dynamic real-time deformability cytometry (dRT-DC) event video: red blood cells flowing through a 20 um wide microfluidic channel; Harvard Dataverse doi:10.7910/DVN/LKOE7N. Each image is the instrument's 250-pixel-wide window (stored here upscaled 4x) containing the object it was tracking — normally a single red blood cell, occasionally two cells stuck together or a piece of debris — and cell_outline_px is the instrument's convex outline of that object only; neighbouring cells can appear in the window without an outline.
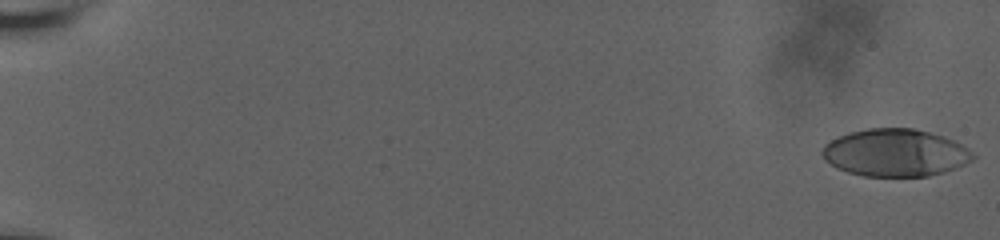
{"species": "human", "species_latin": "Homo sapiens", "temperature_condition": "room temperature", "stored_images_in_passage": 60, "camera_frame_rate_fps": 3000, "um_per_image_px": 0.085, "donor": {"sex": "male"}, "frame": {"image": 1, "passage_image": 1, "time_ms": 0.0, "image_size_px": [1000, 240], "cell_outline_px": [[976, 156], [972, 160], [956, 168], [944, 172], [928, 176], [864, 176], [848, 172], [836, 168], [824, 160], [820, 152], [824, 144], [840, 136], [852, 132], [868, 128], [912, 128], [944, 136], [968, 148]], "centroid_in_image_um": [76.08, 12.99], "position_along_channel_um": 8.9, "area_um2": 41.62}}
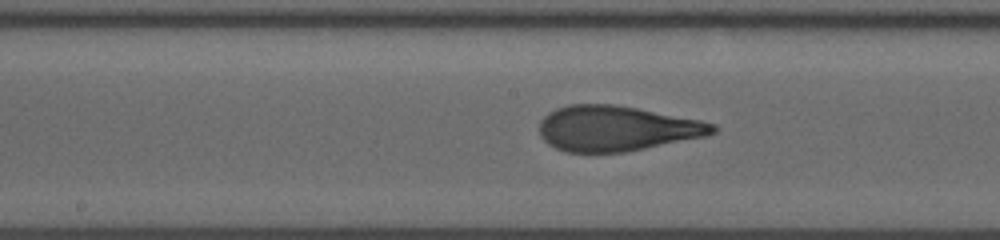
{"frame": {"image": 2, "passage_image": 34, "time_ms": 11.0, "image_size_px": [1000, 240], "cell_outline_px": [[720, 128], [716, 132], [708, 136], [628, 152], [564, 152], [548, 144], [540, 136], [540, 120], [548, 112], [556, 108], [568, 104], [616, 104], [700, 120], [716, 124]], "centroid_in_image_um": [52.43, 10.92], "position_along_channel_um": 195.8, "area_um2": 46.18}}
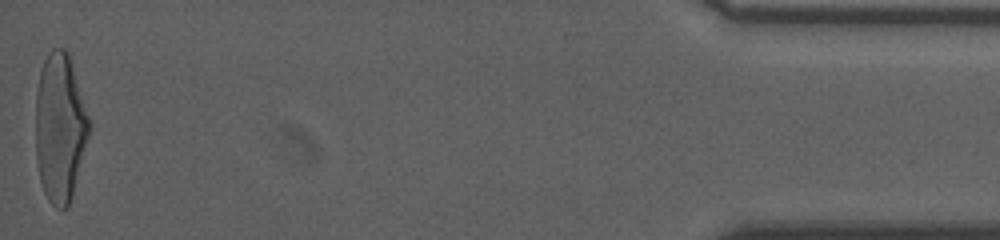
{"frame": {"image": 3, "passage_image": 60, "time_ms": 19.667, "image_size_px": [1000, 240], "cell_outline_px": [[92, 128], [72, 196], [68, 208], [56, 208], [48, 200], [44, 192], [40, 180], [36, 164], [36, 92], [40, 68], [48, 52], [52, 48], [64, 48], [68, 52], [92, 124]], "centroid_in_image_um": [5.11, 10.85], "position_along_channel_um": 430.1, "area_um2": 46.99}, "authors_computed_cell_mechanics": {"area_um2": 45.084, "velocity_mm_per_s": 3.671, "shape_relaxation_time_tau1_ms": 5.8948, "shape_relaxation_time_tau2_ms": 1.0091, "deformation_change_tau1": 0.2448, "deformation_change_tau2": 0.0995}}